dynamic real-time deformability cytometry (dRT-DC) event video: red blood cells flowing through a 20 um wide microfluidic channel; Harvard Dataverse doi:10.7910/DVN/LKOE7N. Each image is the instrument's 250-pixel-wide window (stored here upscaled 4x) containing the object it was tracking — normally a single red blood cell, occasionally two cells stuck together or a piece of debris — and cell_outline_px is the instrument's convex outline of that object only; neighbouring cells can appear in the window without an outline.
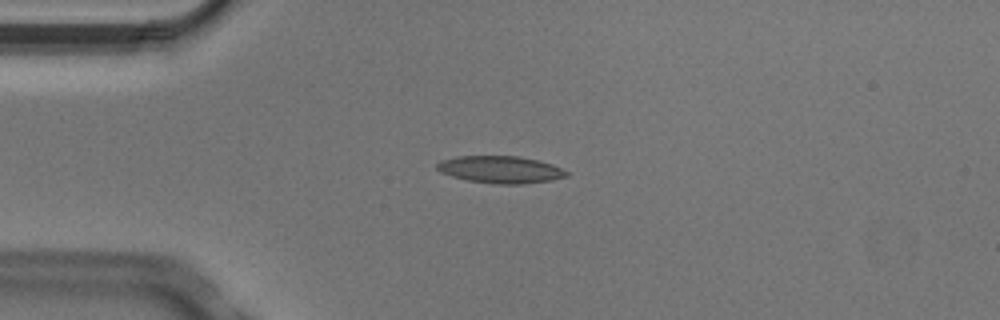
{"species": "Egyptian fruit bat (a non-hibernating species)", "species_latin": "Rousettus aegyptiacus", "temperature_condition": "cold", "stored_images_in_passage": 6, "camera_frame_rate_fps": 3000, "um_per_image_px": 0.085, "animal": {"sex": "male"}, "frame": {"image": 1, "passage_image": 2, "time_ms": 0.333, "image_size_px": [1000, 320], "cell_outline_px": [[568, 176], [552, 180], [524, 184], [492, 184], [468, 180], [452, 176], [440, 172], [436, 168], [436, 164], [440, 160], [456, 156], [520, 156], [552, 164], [568, 172]], "centroid_in_image_um": [42.51, 14.41], "position_along_channel_um": 42.5, "area_um2": 20.58}}
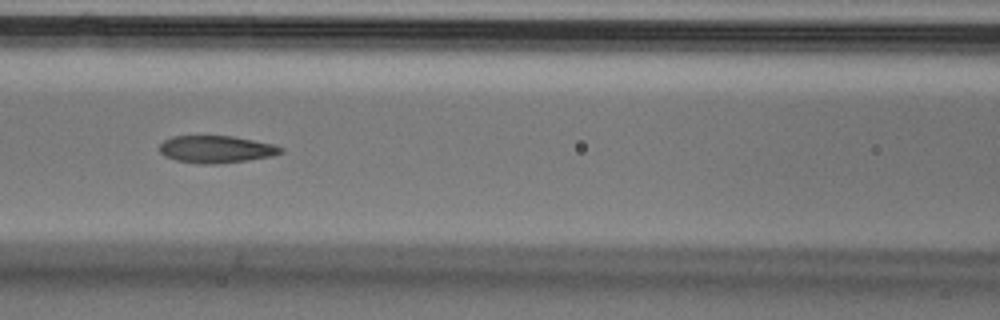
{"frame": {"image": 2, "passage_image": 5, "time_ms": 1.333, "image_size_px": [1000, 320], "cell_outline_px": [[284, 152], [272, 156], [248, 160], [216, 164], [200, 164], [176, 160], [164, 156], [160, 152], [160, 144], [164, 140], [172, 136], [232, 136], [272, 144], [284, 148]], "centroid_in_image_um": [18.37, 12.69], "position_along_channel_um": 148.2, "area_um2": 19.25}}
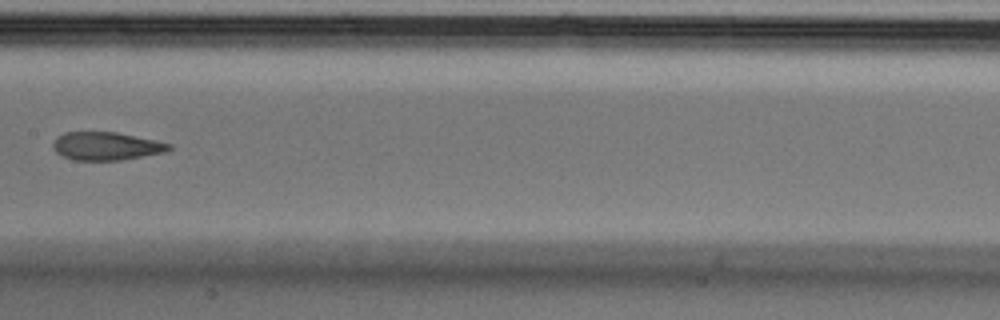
{"frame": {"image": 3, "passage_image": 6, "time_ms": 1.667, "image_size_px": [1000, 320], "cell_outline_px": [[172, 148], [164, 152], [124, 160], [72, 160], [56, 152], [52, 148], [52, 144], [56, 136], [64, 132], [116, 132], [172, 144]], "centroid_in_image_um": [8.99, 12.42], "position_along_channel_um": 198.4, "area_um2": 19.02}}